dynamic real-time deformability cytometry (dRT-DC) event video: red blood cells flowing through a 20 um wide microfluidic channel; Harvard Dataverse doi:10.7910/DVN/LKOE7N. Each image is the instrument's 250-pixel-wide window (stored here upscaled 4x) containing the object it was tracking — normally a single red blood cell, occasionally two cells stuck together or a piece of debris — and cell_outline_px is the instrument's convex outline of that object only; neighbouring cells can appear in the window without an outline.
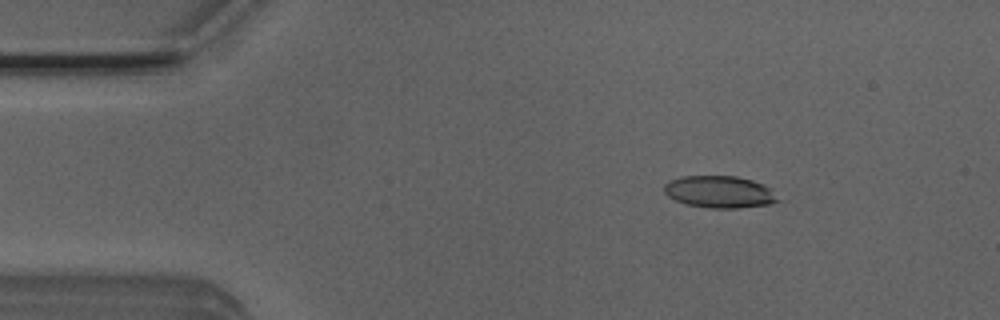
{"species": "Egyptian fruit bat (a non-hibernating species)", "species_latin": "Rousettus aegyptiacus", "temperature_condition": "room temperature", "stored_images_in_passage": 52, "camera_frame_rate_fps": 3000, "um_per_image_px": 0.085, "animal": {"sex": "male"}, "frame": {"image": 1, "passage_image": 8, "time_ms": 2.333, "image_size_px": [1000, 320], "cell_outline_px": [[780, 200], [768, 204], [736, 208], [712, 208], [688, 204], [676, 200], [668, 196], [664, 192], [664, 184], [668, 180], [684, 176], [736, 176], [752, 180], [764, 184]], "centroid_in_image_um": [61.12, 16.3], "position_along_channel_um": 23.9, "area_um2": 20.98}}
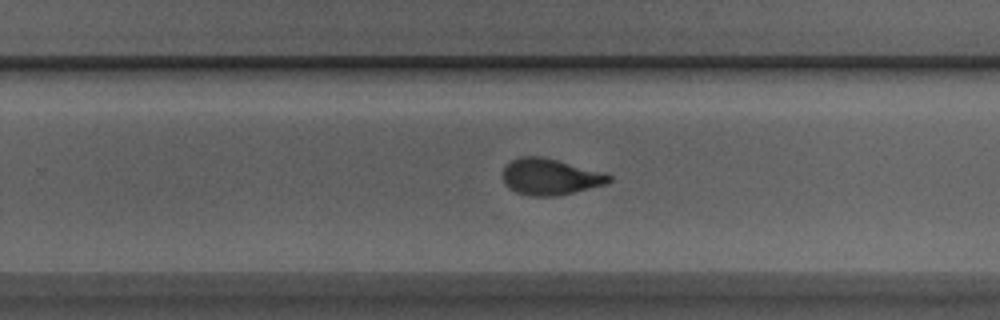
{"frame": {"image": 2, "passage_image": 33, "time_ms": 10.667, "image_size_px": [1000, 320], "cell_outline_px": [[612, 180], [604, 184], [560, 196], [532, 196], [516, 192], [508, 188], [504, 184], [504, 168], [512, 160], [520, 156], [540, 156], [604, 172], [612, 176]], "centroid_in_image_um": [46.76, 15.03], "position_along_channel_um": 283.0, "area_um2": 22.31}}
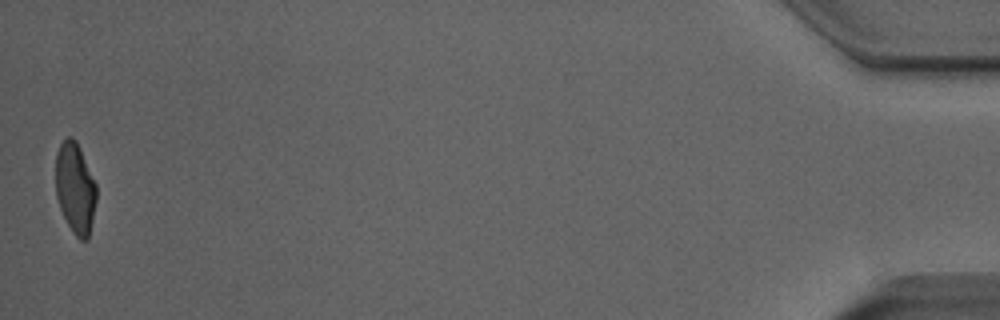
{"frame": {"image": 3, "passage_image": 52, "time_ms": 17.0, "image_size_px": [1000, 320], "cell_outline_px": [[96, 200], [88, 240], [80, 240], [72, 232], [60, 208], [56, 196], [56, 152], [60, 144], [68, 136], [72, 136], [76, 140], [80, 148], [96, 184]], "centroid_in_image_um": [6.39, 15.98], "position_along_channel_um": 428.8, "area_um2": 21.5}, "authors_computed_cell_mechanics": {"area_um2": 22.3686, "velocity_mm_per_s": 3.9154, "shape_relaxation_time_tau1_ms": 3.6374, "shape_relaxation_time_tau2_ms": 1.0645, "deformation_change_tau1": 0.1734, "deformation_change_tau2": 0.082}}